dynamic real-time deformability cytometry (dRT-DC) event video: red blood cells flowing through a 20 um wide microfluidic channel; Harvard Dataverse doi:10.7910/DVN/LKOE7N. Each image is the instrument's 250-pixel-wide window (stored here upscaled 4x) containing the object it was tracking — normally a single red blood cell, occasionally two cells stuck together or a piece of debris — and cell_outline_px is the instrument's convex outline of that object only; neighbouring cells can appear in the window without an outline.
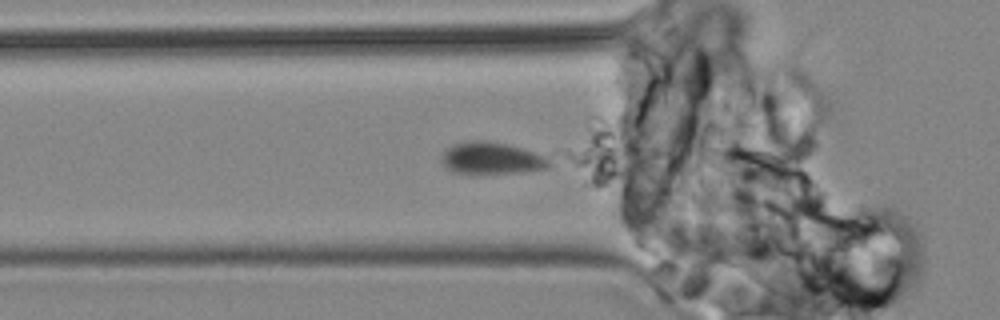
{"species": "common noctule bat (a hibernating species)", "species_latin": "Nyctalus noctula", "temperature_condition": "cold", "stored_images_in_passage": 14, "camera_frame_rate_fps": 3000, "um_per_image_px": 0.085, "animal": {"sex": "male", "body_mass_g": 19.2, "forearm_length_mm": 51.8}, "frame": {"image": 1, "passage_image": 14, "time_ms": 16.333, "image_size_px": [1000, 320], "cell_outline_px": [[552, 164], [548, 168], [516, 172], [452, 172], [444, 168], [440, 160], [444, 152], [452, 144], [464, 140], [484, 140], [508, 144], [532, 152], [548, 160]], "centroid_in_image_um": [41.68, 13.42], "position_along_channel_um": 84.1, "area_um2": 19.59}}